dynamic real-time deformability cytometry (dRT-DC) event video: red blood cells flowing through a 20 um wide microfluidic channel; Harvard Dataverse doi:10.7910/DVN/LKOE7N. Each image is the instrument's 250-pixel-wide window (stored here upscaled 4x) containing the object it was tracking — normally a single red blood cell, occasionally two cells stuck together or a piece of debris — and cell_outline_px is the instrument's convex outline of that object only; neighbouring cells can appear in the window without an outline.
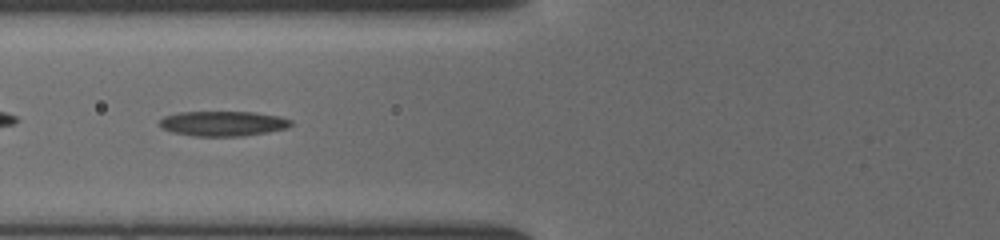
{"species": "common noctule bat (a hibernating species)", "species_latin": "Nyctalus noctula", "temperature_condition": "cold", "stored_images_in_passage": 34, "camera_frame_rate_fps": 3000, "um_per_image_px": 0.085, "animal": {"sex": "female", "body_mass_g": 19.5, "forearm_length_mm": 54.1}, "frame": {"image": 1, "passage_image": 5, "time_ms": 1.333, "image_size_px": [1000, 240], "cell_outline_px": [[292, 124], [288, 128], [268, 132], [244, 136], [192, 136], [172, 132], [160, 128], [160, 120], [164, 116], [180, 112], [256, 112], [280, 116], [292, 120]], "centroid_in_image_um": [18.97, 10.5], "position_along_channel_um": 106.8, "area_um2": 19.31}}
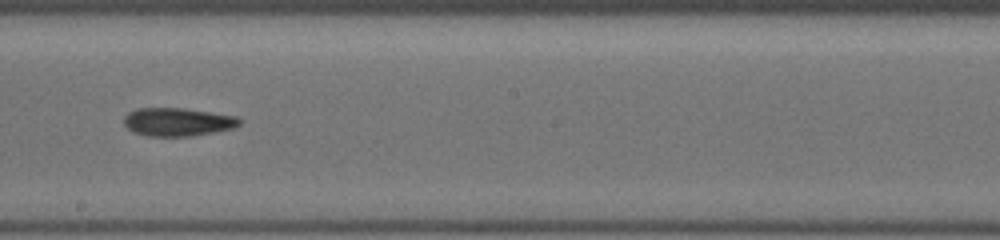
{"frame": {"image": 2, "passage_image": 14, "time_ms": 4.333, "image_size_px": [1000, 240], "cell_outline_px": [[240, 124], [236, 128], [216, 132], [192, 136], [148, 136], [132, 132], [124, 124], [124, 116], [128, 112], [136, 108], [180, 108], [236, 116], [240, 120]], "centroid_in_image_um": [15.08, 10.37], "position_along_channel_um": 233.1, "area_um2": 19.07}}
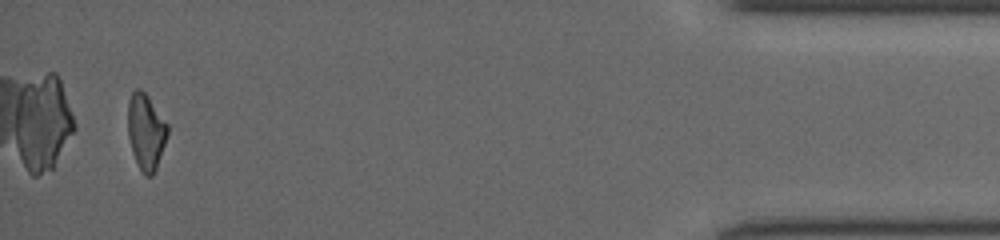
{"frame": {"image": 3, "passage_image": 32, "time_ms": 10.333, "image_size_px": [1000, 240], "cell_outline_px": [[168, 132], [156, 168], [152, 176], [144, 176], [132, 152], [128, 136], [128, 100], [132, 92], [136, 88], [140, 88], [148, 96], [168, 124]], "centroid_in_image_um": [12.39, 11.16], "position_along_channel_um": 422.8, "area_um2": 17.4}}